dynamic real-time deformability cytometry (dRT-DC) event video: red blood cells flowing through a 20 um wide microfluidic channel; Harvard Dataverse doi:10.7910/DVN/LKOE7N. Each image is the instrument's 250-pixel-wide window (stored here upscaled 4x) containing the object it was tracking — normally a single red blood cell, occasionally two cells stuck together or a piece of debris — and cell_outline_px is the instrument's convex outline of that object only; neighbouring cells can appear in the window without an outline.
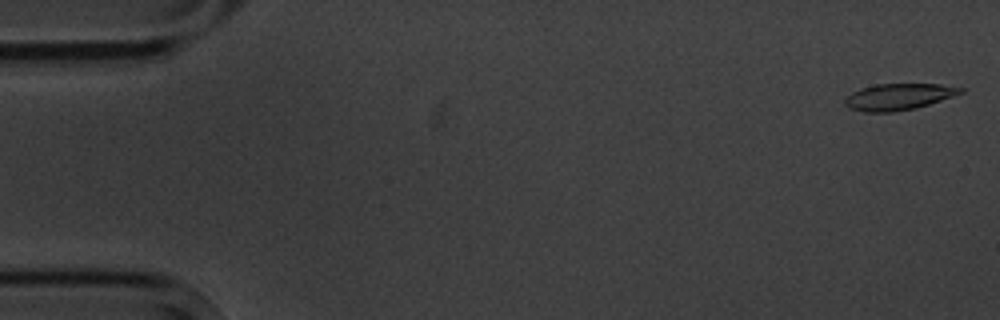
{"species": "common noctule bat (a hibernating species)", "species_latin": "Nyctalus noctula", "temperature_condition": "cold", "stored_images_in_passage": 6, "camera_frame_rate_fps": 3000, "um_per_image_px": 0.085, "animal": {"sex": "male", "body_mass_g": 20.1, "forearm_length_mm": 53.5}, "frame": {"image": 1, "passage_image": 1, "time_ms": 0.0, "image_size_px": [1000, 320], "cell_outline_px": [[964, 92], [916, 108], [892, 112], [864, 112], [852, 108], [844, 104], [844, 100], [852, 92], [860, 88], [876, 84], [940, 84], [964, 88]], "centroid_in_image_um": [76.36, 8.22], "position_along_channel_um": 8.6, "area_um2": 17.63}}
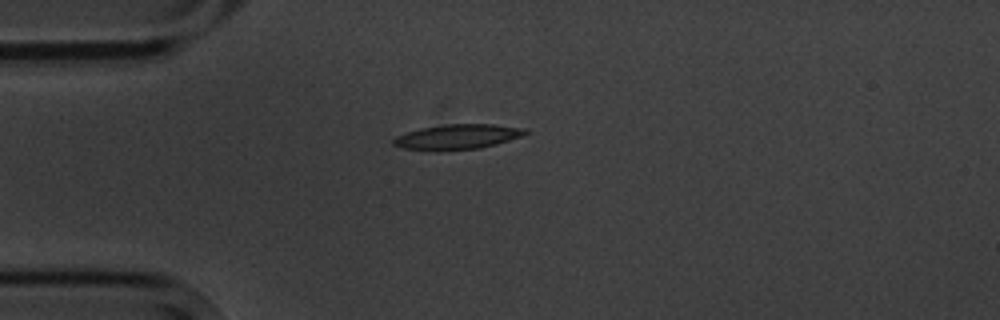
{"frame": {"image": 2, "passage_image": 4, "time_ms": 4.333, "image_size_px": [1000, 320], "cell_outline_px": [[528, 132], [520, 136], [496, 144], [480, 148], [436, 152], [404, 148], [392, 144], [392, 140], [396, 136], [420, 128], [444, 124], [492, 124], [524, 128]], "centroid_in_image_um": [38.82, 11.64], "position_along_channel_um": 46.2, "area_um2": 19.31}}
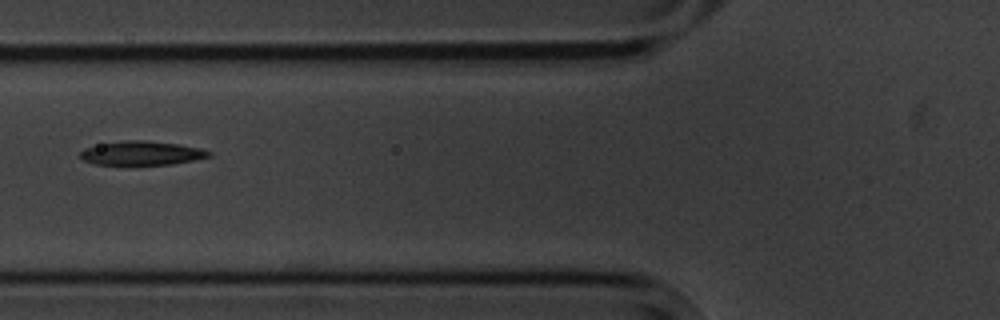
{"frame": {"image": 3, "passage_image": 6, "time_ms": 6.667, "image_size_px": [1000, 320], "cell_outline_px": [[212, 156], [172, 164], [136, 168], [96, 164], [84, 160], [80, 156], [80, 152], [84, 148], [100, 144], [124, 140], [144, 140], [176, 144], [200, 148], [212, 152]], "centroid_in_image_um": [12.01, 13.07], "position_along_channel_um": 113.8, "area_um2": 18.79}}